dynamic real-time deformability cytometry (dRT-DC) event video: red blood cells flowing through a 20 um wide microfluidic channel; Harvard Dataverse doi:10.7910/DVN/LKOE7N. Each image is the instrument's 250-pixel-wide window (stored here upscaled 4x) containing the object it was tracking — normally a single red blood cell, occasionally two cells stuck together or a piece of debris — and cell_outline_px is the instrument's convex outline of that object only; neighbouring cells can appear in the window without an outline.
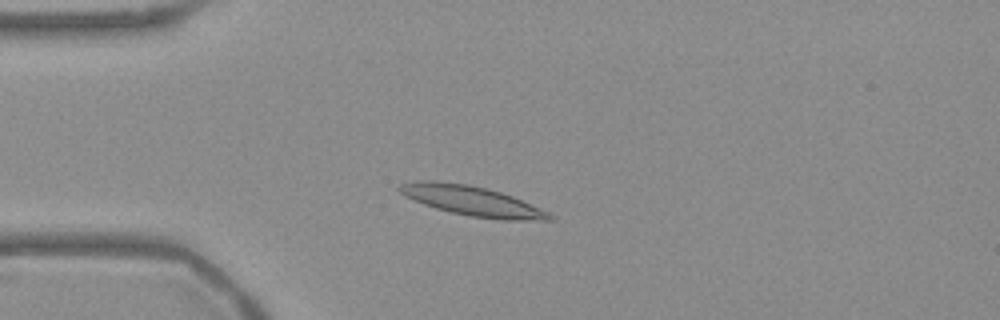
{"species": "Egyptian fruit bat (a non-hibernating species)", "species_latin": "Rousettus aegyptiacus", "temperature_condition": "warm", "stored_images_in_passage": 53, "camera_frame_rate_fps": 3000, "um_per_image_px": 0.085, "frame": {"image": 1, "passage_image": 12, "time_ms": 3.667, "image_size_px": [1000, 320], "cell_outline_px": [[556, 220], [504, 220], [472, 216], [452, 212], [436, 208], [424, 204], [404, 196], [396, 188], [400, 184], [412, 180], [440, 180], [468, 184], [500, 192], [512, 196], [548, 212], [556, 216]], "centroid_in_image_um": [40.09, 17.06], "position_along_channel_um": 44.9, "area_um2": 26.01}}
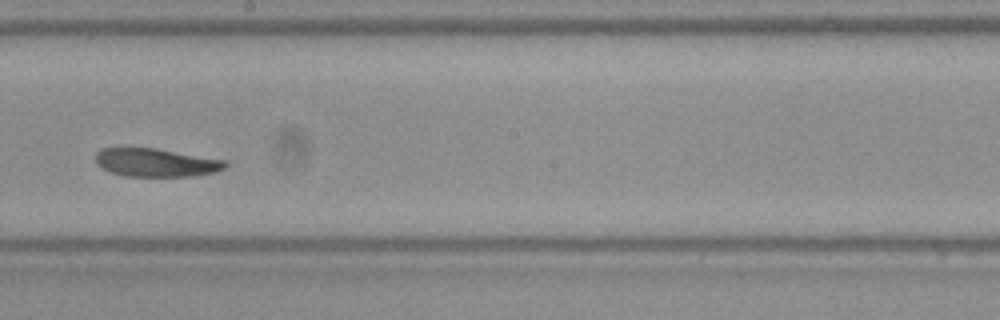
{"frame": {"image": 2, "passage_image": 29, "time_ms": 9.333, "image_size_px": [1000, 320], "cell_outline_px": [[228, 164], [224, 168], [216, 172], [196, 176], [124, 176], [112, 172], [96, 164], [96, 152], [100, 148], [156, 148], [228, 160]], "centroid_in_image_um": [13.31, 13.81], "position_along_channel_um": 234.9, "area_um2": 21.5}}
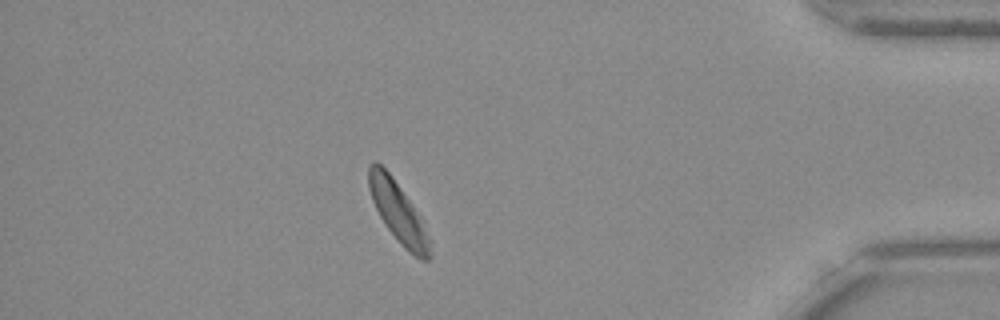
{"frame": {"image": 3, "passage_image": 46, "time_ms": 15.0, "image_size_px": [1000, 320], "cell_outline_px": [[432, 256], [428, 260], [424, 260], [408, 252], [400, 244], [384, 224], [372, 200], [368, 188], [368, 164], [376, 160], [388, 172], [412, 204], [432, 240]], "centroid_in_image_um": [33.85, 18.07], "position_along_channel_um": 401.3, "area_um2": 21.5}}